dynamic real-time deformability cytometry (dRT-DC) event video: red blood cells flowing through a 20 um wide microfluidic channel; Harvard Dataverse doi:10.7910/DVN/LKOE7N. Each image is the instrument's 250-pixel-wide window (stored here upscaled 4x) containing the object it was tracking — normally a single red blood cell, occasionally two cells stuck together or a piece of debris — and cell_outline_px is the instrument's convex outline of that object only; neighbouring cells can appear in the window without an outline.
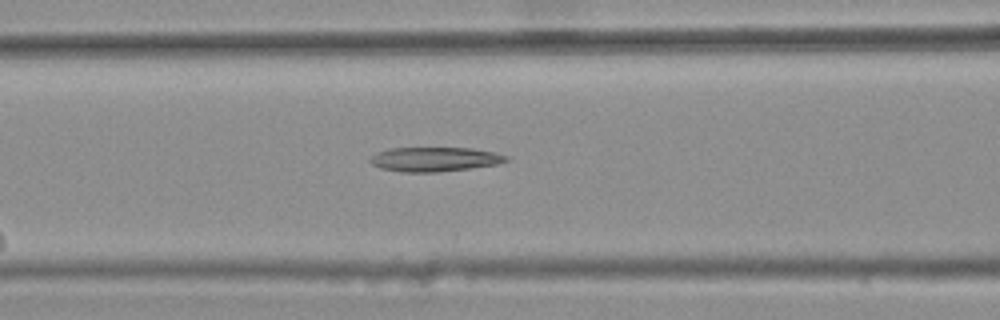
{"species": "common noctule bat (a hibernating species)", "species_latin": "Nyctalus noctula", "temperature_condition": "warm", "stored_images_in_passage": 5, "camera_frame_rate_fps": 3000, "um_per_image_px": 0.085, "animal": {"sex": "female", "body_mass_g": 25.1}, "frame": {"image": 1, "passage_image": 5, "time_ms": 1.333, "image_size_px": [1000, 320], "cell_outline_px": [[508, 160], [496, 164], [468, 168], [436, 172], [404, 172], [380, 168], [372, 164], [368, 160], [376, 152], [388, 148], [472, 148], [492, 152], [508, 156]], "centroid_in_image_um": [36.88, 13.53], "position_along_channel_um": 129.7, "area_um2": 19.13}}